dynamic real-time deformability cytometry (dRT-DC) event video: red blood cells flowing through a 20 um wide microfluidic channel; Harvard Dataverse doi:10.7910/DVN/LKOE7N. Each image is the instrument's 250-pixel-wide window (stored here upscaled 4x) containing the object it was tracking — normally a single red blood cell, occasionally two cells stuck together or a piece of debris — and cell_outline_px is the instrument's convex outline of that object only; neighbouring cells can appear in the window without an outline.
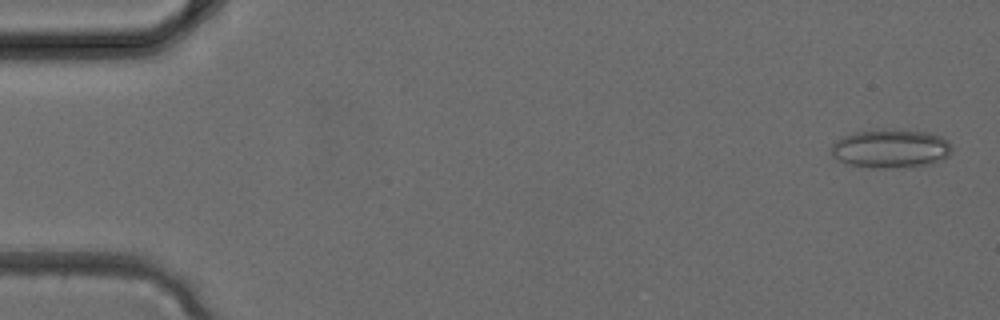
{"species": "common noctule bat (a hibernating species)", "species_latin": "Nyctalus noctula", "temperature_condition": "cold", "stored_images_in_passage": 2, "camera_frame_rate_fps": 3000, "um_per_image_px": 0.085, "animal": {"sex": "female", "body_mass_g": 24.6, "forearm_length_mm": 56.2}, "frame": {"image": 1, "passage_image": 1, "time_ms": 0.0, "image_size_px": [1000, 320], "cell_outline_px": [[952, 148], [948, 156], [932, 164], [884, 168], [872, 168], [844, 164], [832, 156], [832, 144], [836, 140], [852, 132], [892, 128], [928, 132], [940, 136], [948, 140]], "centroid_in_image_um": [75.69, 12.62], "position_along_channel_um": 9.3, "area_um2": 27.51}}